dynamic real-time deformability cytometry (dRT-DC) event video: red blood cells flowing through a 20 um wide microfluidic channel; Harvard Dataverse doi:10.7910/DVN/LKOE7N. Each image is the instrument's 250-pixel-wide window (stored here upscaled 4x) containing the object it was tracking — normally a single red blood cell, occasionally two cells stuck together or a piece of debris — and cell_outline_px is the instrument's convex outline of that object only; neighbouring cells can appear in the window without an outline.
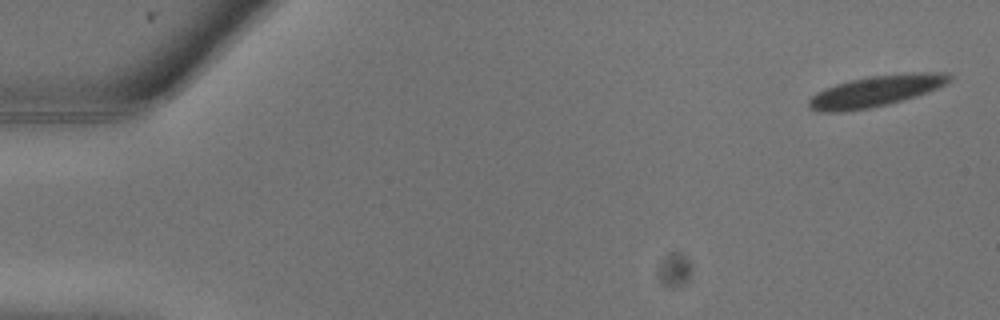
{"species": "common noctule bat (a hibernating species)", "species_latin": "Nyctalus noctula", "temperature_condition": "warm", "stored_images_in_passage": 23, "camera_frame_rate_fps": 3000, "um_per_image_px": 0.085, "animal": {"sex": "male", "body_mass_g": 13.3}, "frame": {"image": 1, "passage_image": 1, "time_ms": 0.0, "image_size_px": [1000, 320], "cell_outline_px": [[952, 76], [944, 84], [928, 92], [916, 96], [888, 104], [868, 108], [844, 112], [820, 112], [808, 108], [808, 100], [816, 92], [824, 88], [848, 80], [868, 76], [916, 72], [948, 72]], "centroid_in_image_um": [74.39, 7.74], "position_along_channel_um": 10.6, "area_um2": 25.49}}
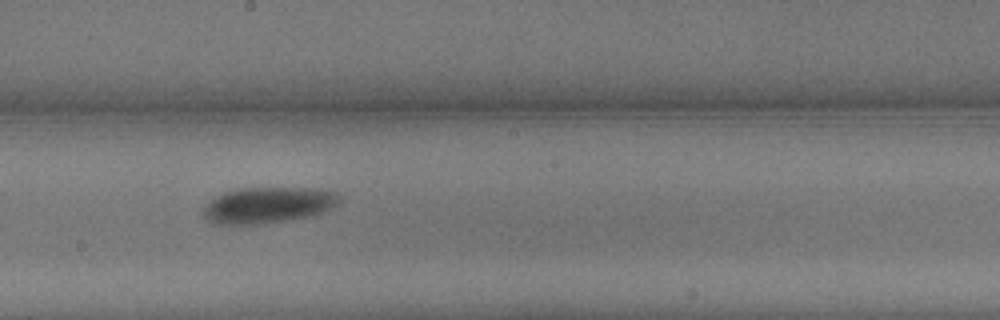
{"frame": {"image": 2, "passage_image": 14, "time_ms": 4.333, "image_size_px": [1000, 320], "cell_outline_px": [[340, 200], [336, 204], [320, 212], [308, 216], [288, 220], [260, 224], [208, 224], [204, 216], [204, 208], [216, 196], [224, 192], [240, 188], [312, 188], [336, 192], [340, 196]], "centroid_in_image_um": [22.73, 17.43], "position_along_channel_um": 225.5, "area_um2": 28.32}}
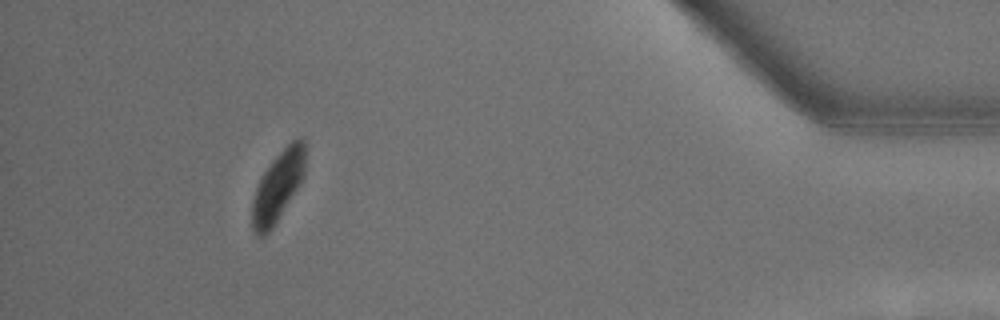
{"frame": {"image": 3, "passage_image": 23, "time_ms": 7.333, "image_size_px": [1000, 320], "cell_outline_px": [[304, 176], [300, 184], [272, 228], [264, 236], [256, 236], [252, 228], [252, 200], [256, 188], [264, 172], [272, 160], [292, 140], [300, 136], [304, 140]], "centroid_in_image_um": [23.61, 15.85], "position_along_channel_um": 411.6, "area_um2": 21.39}}